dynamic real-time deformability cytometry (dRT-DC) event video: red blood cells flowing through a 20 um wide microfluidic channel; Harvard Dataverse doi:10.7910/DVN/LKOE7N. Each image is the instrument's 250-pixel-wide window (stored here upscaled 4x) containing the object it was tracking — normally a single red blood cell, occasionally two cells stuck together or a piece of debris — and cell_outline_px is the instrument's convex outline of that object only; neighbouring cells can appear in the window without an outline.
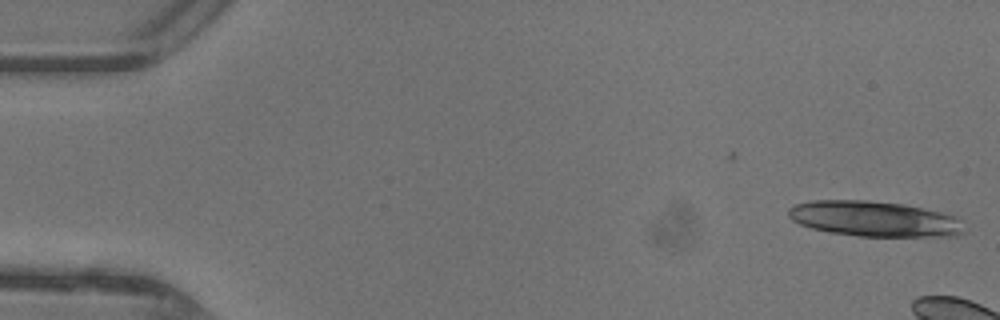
{"species": "common noctule bat (a hibernating species)", "species_latin": "Nyctalus noctula", "temperature_condition": "warm", "stored_images_in_passage": 3, "camera_frame_rate_fps": 3000, "um_per_image_px": 0.085, "animal": {"sex": "female"}, "frame": {"image": 1, "passage_image": 3, "time_ms": 0.667, "image_size_px": [1000, 320], "cell_outline_px": [[968, 232], [956, 236], [856, 236], [832, 232], [812, 228], [800, 224], [792, 220], [788, 216], [788, 208], [796, 204], [812, 200], [868, 200], [904, 204], [940, 212], [956, 216], [960, 220]], "centroid_in_image_um": [74.35, 18.6], "position_along_channel_um": 10.6, "area_um2": 36.41}}